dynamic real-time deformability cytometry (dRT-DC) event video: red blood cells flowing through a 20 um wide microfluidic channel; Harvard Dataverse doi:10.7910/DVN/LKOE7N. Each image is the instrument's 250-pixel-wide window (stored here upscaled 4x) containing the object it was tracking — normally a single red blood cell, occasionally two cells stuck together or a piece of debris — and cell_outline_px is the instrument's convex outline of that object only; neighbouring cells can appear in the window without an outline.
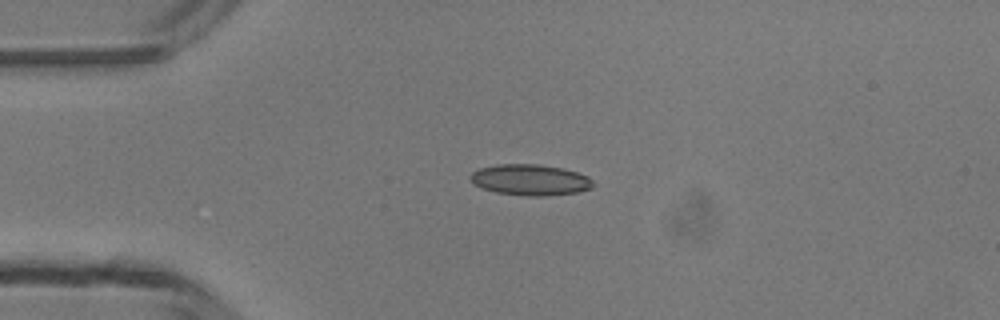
{"species": "common noctule bat (a hibernating species)", "species_latin": "Nyctalus noctula", "temperature_condition": "room temperature", "stored_images_in_passage": 4, "camera_frame_rate_fps": 3000, "um_per_image_px": 0.085, "animal": {"sex": "male", "body_mass_g": 13.3}, "frame": {"image": 1, "passage_image": 3, "time_ms": 3.333, "image_size_px": [1000, 320], "cell_outline_px": [[596, 184], [592, 188], [576, 192], [544, 196], [528, 196], [496, 192], [480, 188], [468, 176], [472, 172], [480, 168], [496, 164], [540, 164], [564, 168], [588, 176]], "centroid_in_image_um": [45.08, 15.28], "position_along_channel_um": 39.9, "area_um2": 22.25}}